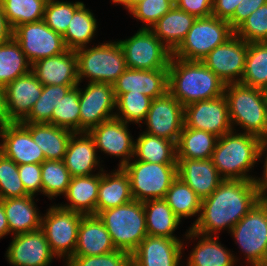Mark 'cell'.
<instances>
[{
  "label": "cell",
  "mask_w": 267,
  "mask_h": 266,
  "mask_svg": "<svg viewBox=\"0 0 267 266\" xmlns=\"http://www.w3.org/2000/svg\"><path fill=\"white\" fill-rule=\"evenodd\" d=\"M131 200H133V196L130 180L123 168H119L112 175L101 173L96 201V215L103 210L115 208Z\"/></svg>",
  "instance_id": "cell-30"
},
{
  "label": "cell",
  "mask_w": 267,
  "mask_h": 266,
  "mask_svg": "<svg viewBox=\"0 0 267 266\" xmlns=\"http://www.w3.org/2000/svg\"><path fill=\"white\" fill-rule=\"evenodd\" d=\"M79 134H72L63 159L71 177L92 175V169L99 162L95 153L96 145L93 137L87 132H81L79 139L76 137Z\"/></svg>",
  "instance_id": "cell-26"
},
{
  "label": "cell",
  "mask_w": 267,
  "mask_h": 266,
  "mask_svg": "<svg viewBox=\"0 0 267 266\" xmlns=\"http://www.w3.org/2000/svg\"><path fill=\"white\" fill-rule=\"evenodd\" d=\"M89 134L93 137L96 148L109 155L123 157L119 168H123L130 157H134L135 142L129 134L127 123L113 118L93 128Z\"/></svg>",
  "instance_id": "cell-21"
},
{
  "label": "cell",
  "mask_w": 267,
  "mask_h": 266,
  "mask_svg": "<svg viewBox=\"0 0 267 266\" xmlns=\"http://www.w3.org/2000/svg\"><path fill=\"white\" fill-rule=\"evenodd\" d=\"M71 178L63 160H45L41 164L42 192L51 199L66 193Z\"/></svg>",
  "instance_id": "cell-42"
},
{
  "label": "cell",
  "mask_w": 267,
  "mask_h": 266,
  "mask_svg": "<svg viewBox=\"0 0 267 266\" xmlns=\"http://www.w3.org/2000/svg\"><path fill=\"white\" fill-rule=\"evenodd\" d=\"M54 108L52 113L53 125L71 130L74 133H80L78 85L73 87Z\"/></svg>",
  "instance_id": "cell-43"
},
{
  "label": "cell",
  "mask_w": 267,
  "mask_h": 266,
  "mask_svg": "<svg viewBox=\"0 0 267 266\" xmlns=\"http://www.w3.org/2000/svg\"><path fill=\"white\" fill-rule=\"evenodd\" d=\"M139 161L158 164H177L176 143L144 132L134 146Z\"/></svg>",
  "instance_id": "cell-34"
},
{
  "label": "cell",
  "mask_w": 267,
  "mask_h": 266,
  "mask_svg": "<svg viewBox=\"0 0 267 266\" xmlns=\"http://www.w3.org/2000/svg\"><path fill=\"white\" fill-rule=\"evenodd\" d=\"M83 4V2H60L48 0L45 7V23L55 32L63 35L73 17L74 12Z\"/></svg>",
  "instance_id": "cell-46"
},
{
  "label": "cell",
  "mask_w": 267,
  "mask_h": 266,
  "mask_svg": "<svg viewBox=\"0 0 267 266\" xmlns=\"http://www.w3.org/2000/svg\"><path fill=\"white\" fill-rule=\"evenodd\" d=\"M109 232L116 249L133 253L147 236L143 202L128 203L97 214Z\"/></svg>",
  "instance_id": "cell-5"
},
{
  "label": "cell",
  "mask_w": 267,
  "mask_h": 266,
  "mask_svg": "<svg viewBox=\"0 0 267 266\" xmlns=\"http://www.w3.org/2000/svg\"><path fill=\"white\" fill-rule=\"evenodd\" d=\"M225 83L201 61L171 56L168 67V92L184 107L224 95Z\"/></svg>",
  "instance_id": "cell-2"
},
{
  "label": "cell",
  "mask_w": 267,
  "mask_h": 266,
  "mask_svg": "<svg viewBox=\"0 0 267 266\" xmlns=\"http://www.w3.org/2000/svg\"><path fill=\"white\" fill-rule=\"evenodd\" d=\"M80 133H89L102 122L115 118L110 114L116 107L114 87L110 83H89L85 91L79 88Z\"/></svg>",
  "instance_id": "cell-13"
},
{
  "label": "cell",
  "mask_w": 267,
  "mask_h": 266,
  "mask_svg": "<svg viewBox=\"0 0 267 266\" xmlns=\"http://www.w3.org/2000/svg\"><path fill=\"white\" fill-rule=\"evenodd\" d=\"M0 136L3 139L0 152L17 165L42 164L45 161L41 148L21 122H6L0 126Z\"/></svg>",
  "instance_id": "cell-18"
},
{
  "label": "cell",
  "mask_w": 267,
  "mask_h": 266,
  "mask_svg": "<svg viewBox=\"0 0 267 266\" xmlns=\"http://www.w3.org/2000/svg\"><path fill=\"white\" fill-rule=\"evenodd\" d=\"M235 34L247 43L267 42V3L251 13Z\"/></svg>",
  "instance_id": "cell-47"
},
{
  "label": "cell",
  "mask_w": 267,
  "mask_h": 266,
  "mask_svg": "<svg viewBox=\"0 0 267 266\" xmlns=\"http://www.w3.org/2000/svg\"><path fill=\"white\" fill-rule=\"evenodd\" d=\"M43 85L30 71L4 87L6 122H22L30 113Z\"/></svg>",
  "instance_id": "cell-17"
},
{
  "label": "cell",
  "mask_w": 267,
  "mask_h": 266,
  "mask_svg": "<svg viewBox=\"0 0 267 266\" xmlns=\"http://www.w3.org/2000/svg\"><path fill=\"white\" fill-rule=\"evenodd\" d=\"M67 266H132V254L114 250L104 255L73 256Z\"/></svg>",
  "instance_id": "cell-48"
},
{
  "label": "cell",
  "mask_w": 267,
  "mask_h": 266,
  "mask_svg": "<svg viewBox=\"0 0 267 266\" xmlns=\"http://www.w3.org/2000/svg\"><path fill=\"white\" fill-rule=\"evenodd\" d=\"M195 20V16L173 6L152 26L151 30L173 53L185 39Z\"/></svg>",
  "instance_id": "cell-28"
},
{
  "label": "cell",
  "mask_w": 267,
  "mask_h": 266,
  "mask_svg": "<svg viewBox=\"0 0 267 266\" xmlns=\"http://www.w3.org/2000/svg\"><path fill=\"white\" fill-rule=\"evenodd\" d=\"M203 238L190 254L187 266H233L234 257L211 236Z\"/></svg>",
  "instance_id": "cell-38"
},
{
  "label": "cell",
  "mask_w": 267,
  "mask_h": 266,
  "mask_svg": "<svg viewBox=\"0 0 267 266\" xmlns=\"http://www.w3.org/2000/svg\"><path fill=\"white\" fill-rule=\"evenodd\" d=\"M240 83L266 91L267 42L248 43L245 70Z\"/></svg>",
  "instance_id": "cell-36"
},
{
  "label": "cell",
  "mask_w": 267,
  "mask_h": 266,
  "mask_svg": "<svg viewBox=\"0 0 267 266\" xmlns=\"http://www.w3.org/2000/svg\"><path fill=\"white\" fill-rule=\"evenodd\" d=\"M33 196L1 199L9 224V231L13 234H24L41 229V219L34 206Z\"/></svg>",
  "instance_id": "cell-29"
},
{
  "label": "cell",
  "mask_w": 267,
  "mask_h": 266,
  "mask_svg": "<svg viewBox=\"0 0 267 266\" xmlns=\"http://www.w3.org/2000/svg\"><path fill=\"white\" fill-rule=\"evenodd\" d=\"M182 249L179 239L147 235L132 253V266H178Z\"/></svg>",
  "instance_id": "cell-22"
},
{
  "label": "cell",
  "mask_w": 267,
  "mask_h": 266,
  "mask_svg": "<svg viewBox=\"0 0 267 266\" xmlns=\"http://www.w3.org/2000/svg\"><path fill=\"white\" fill-rule=\"evenodd\" d=\"M235 34L228 21L213 15L196 18L185 39L172 53L174 58L201 61L215 47Z\"/></svg>",
  "instance_id": "cell-7"
},
{
  "label": "cell",
  "mask_w": 267,
  "mask_h": 266,
  "mask_svg": "<svg viewBox=\"0 0 267 266\" xmlns=\"http://www.w3.org/2000/svg\"><path fill=\"white\" fill-rule=\"evenodd\" d=\"M13 38L31 65L40 59L57 56L68 50L63 36L52 30L43 19L17 26L13 30Z\"/></svg>",
  "instance_id": "cell-12"
},
{
  "label": "cell",
  "mask_w": 267,
  "mask_h": 266,
  "mask_svg": "<svg viewBox=\"0 0 267 266\" xmlns=\"http://www.w3.org/2000/svg\"><path fill=\"white\" fill-rule=\"evenodd\" d=\"M18 172L28 195L34 196L39 191L42 193L41 164L18 165Z\"/></svg>",
  "instance_id": "cell-50"
},
{
  "label": "cell",
  "mask_w": 267,
  "mask_h": 266,
  "mask_svg": "<svg viewBox=\"0 0 267 266\" xmlns=\"http://www.w3.org/2000/svg\"><path fill=\"white\" fill-rule=\"evenodd\" d=\"M82 217L81 213L52 206L41 219V230L55 256L62 257L67 254L68 260L73 257Z\"/></svg>",
  "instance_id": "cell-11"
},
{
  "label": "cell",
  "mask_w": 267,
  "mask_h": 266,
  "mask_svg": "<svg viewBox=\"0 0 267 266\" xmlns=\"http://www.w3.org/2000/svg\"><path fill=\"white\" fill-rule=\"evenodd\" d=\"M6 254L13 266H48L54 257L41 229L15 235Z\"/></svg>",
  "instance_id": "cell-19"
},
{
  "label": "cell",
  "mask_w": 267,
  "mask_h": 266,
  "mask_svg": "<svg viewBox=\"0 0 267 266\" xmlns=\"http://www.w3.org/2000/svg\"><path fill=\"white\" fill-rule=\"evenodd\" d=\"M127 68L140 70L168 69L172 52L150 28H141L134 36L119 41Z\"/></svg>",
  "instance_id": "cell-10"
},
{
  "label": "cell",
  "mask_w": 267,
  "mask_h": 266,
  "mask_svg": "<svg viewBox=\"0 0 267 266\" xmlns=\"http://www.w3.org/2000/svg\"><path fill=\"white\" fill-rule=\"evenodd\" d=\"M115 98L123 93H143L155 99L168 92V69L140 70L127 68L113 84Z\"/></svg>",
  "instance_id": "cell-20"
},
{
  "label": "cell",
  "mask_w": 267,
  "mask_h": 266,
  "mask_svg": "<svg viewBox=\"0 0 267 266\" xmlns=\"http://www.w3.org/2000/svg\"><path fill=\"white\" fill-rule=\"evenodd\" d=\"M8 233H10L9 224L6 218L3 202L2 200H0V238H2L4 235Z\"/></svg>",
  "instance_id": "cell-56"
},
{
  "label": "cell",
  "mask_w": 267,
  "mask_h": 266,
  "mask_svg": "<svg viewBox=\"0 0 267 266\" xmlns=\"http://www.w3.org/2000/svg\"><path fill=\"white\" fill-rule=\"evenodd\" d=\"M164 199L180 220L183 217H191L201 211V199L178 176L171 183Z\"/></svg>",
  "instance_id": "cell-39"
},
{
  "label": "cell",
  "mask_w": 267,
  "mask_h": 266,
  "mask_svg": "<svg viewBox=\"0 0 267 266\" xmlns=\"http://www.w3.org/2000/svg\"><path fill=\"white\" fill-rule=\"evenodd\" d=\"M100 178L101 173L100 175L72 177L65 193L71 203L60 207L83 215H96Z\"/></svg>",
  "instance_id": "cell-31"
},
{
  "label": "cell",
  "mask_w": 267,
  "mask_h": 266,
  "mask_svg": "<svg viewBox=\"0 0 267 266\" xmlns=\"http://www.w3.org/2000/svg\"><path fill=\"white\" fill-rule=\"evenodd\" d=\"M41 148L45 160H63L74 132L50 123H22Z\"/></svg>",
  "instance_id": "cell-27"
},
{
  "label": "cell",
  "mask_w": 267,
  "mask_h": 266,
  "mask_svg": "<svg viewBox=\"0 0 267 266\" xmlns=\"http://www.w3.org/2000/svg\"><path fill=\"white\" fill-rule=\"evenodd\" d=\"M147 235L177 239L173 231L180 223L167 201L152 199L143 202Z\"/></svg>",
  "instance_id": "cell-32"
},
{
  "label": "cell",
  "mask_w": 267,
  "mask_h": 266,
  "mask_svg": "<svg viewBox=\"0 0 267 266\" xmlns=\"http://www.w3.org/2000/svg\"><path fill=\"white\" fill-rule=\"evenodd\" d=\"M145 120L146 133L177 143L184 126V106L167 92L152 100Z\"/></svg>",
  "instance_id": "cell-16"
},
{
  "label": "cell",
  "mask_w": 267,
  "mask_h": 266,
  "mask_svg": "<svg viewBox=\"0 0 267 266\" xmlns=\"http://www.w3.org/2000/svg\"><path fill=\"white\" fill-rule=\"evenodd\" d=\"M267 0H242L237 6L234 15L228 20L235 31L254 11L266 4Z\"/></svg>",
  "instance_id": "cell-51"
},
{
  "label": "cell",
  "mask_w": 267,
  "mask_h": 266,
  "mask_svg": "<svg viewBox=\"0 0 267 266\" xmlns=\"http://www.w3.org/2000/svg\"><path fill=\"white\" fill-rule=\"evenodd\" d=\"M169 3H171L173 6H177L179 0H167Z\"/></svg>",
  "instance_id": "cell-59"
},
{
  "label": "cell",
  "mask_w": 267,
  "mask_h": 266,
  "mask_svg": "<svg viewBox=\"0 0 267 266\" xmlns=\"http://www.w3.org/2000/svg\"><path fill=\"white\" fill-rule=\"evenodd\" d=\"M77 85H43V90L29 115L21 123H50L54 106Z\"/></svg>",
  "instance_id": "cell-41"
},
{
  "label": "cell",
  "mask_w": 267,
  "mask_h": 266,
  "mask_svg": "<svg viewBox=\"0 0 267 266\" xmlns=\"http://www.w3.org/2000/svg\"><path fill=\"white\" fill-rule=\"evenodd\" d=\"M117 250L111 236L97 215H83L78 228L73 256L104 255Z\"/></svg>",
  "instance_id": "cell-25"
},
{
  "label": "cell",
  "mask_w": 267,
  "mask_h": 266,
  "mask_svg": "<svg viewBox=\"0 0 267 266\" xmlns=\"http://www.w3.org/2000/svg\"><path fill=\"white\" fill-rule=\"evenodd\" d=\"M177 176L203 200L224 180L212 159L177 158Z\"/></svg>",
  "instance_id": "cell-23"
},
{
  "label": "cell",
  "mask_w": 267,
  "mask_h": 266,
  "mask_svg": "<svg viewBox=\"0 0 267 266\" xmlns=\"http://www.w3.org/2000/svg\"><path fill=\"white\" fill-rule=\"evenodd\" d=\"M6 123L4 87L0 85V126Z\"/></svg>",
  "instance_id": "cell-57"
},
{
  "label": "cell",
  "mask_w": 267,
  "mask_h": 266,
  "mask_svg": "<svg viewBox=\"0 0 267 266\" xmlns=\"http://www.w3.org/2000/svg\"><path fill=\"white\" fill-rule=\"evenodd\" d=\"M152 98L143 93H123L116 98V108L118 107L122 115H115V118L128 123H140L146 119Z\"/></svg>",
  "instance_id": "cell-44"
},
{
  "label": "cell",
  "mask_w": 267,
  "mask_h": 266,
  "mask_svg": "<svg viewBox=\"0 0 267 266\" xmlns=\"http://www.w3.org/2000/svg\"><path fill=\"white\" fill-rule=\"evenodd\" d=\"M231 124L234 121L262 140H267V94L264 90L241 83L225 85Z\"/></svg>",
  "instance_id": "cell-4"
},
{
  "label": "cell",
  "mask_w": 267,
  "mask_h": 266,
  "mask_svg": "<svg viewBox=\"0 0 267 266\" xmlns=\"http://www.w3.org/2000/svg\"><path fill=\"white\" fill-rule=\"evenodd\" d=\"M242 0H213L212 15L228 21Z\"/></svg>",
  "instance_id": "cell-53"
},
{
  "label": "cell",
  "mask_w": 267,
  "mask_h": 266,
  "mask_svg": "<svg viewBox=\"0 0 267 266\" xmlns=\"http://www.w3.org/2000/svg\"><path fill=\"white\" fill-rule=\"evenodd\" d=\"M48 0H0L3 13L14 30L17 26L44 18Z\"/></svg>",
  "instance_id": "cell-40"
},
{
  "label": "cell",
  "mask_w": 267,
  "mask_h": 266,
  "mask_svg": "<svg viewBox=\"0 0 267 266\" xmlns=\"http://www.w3.org/2000/svg\"><path fill=\"white\" fill-rule=\"evenodd\" d=\"M248 43L234 34L215 47L201 62L225 84L240 83L245 70ZM236 76L237 80L235 79Z\"/></svg>",
  "instance_id": "cell-15"
},
{
  "label": "cell",
  "mask_w": 267,
  "mask_h": 266,
  "mask_svg": "<svg viewBox=\"0 0 267 266\" xmlns=\"http://www.w3.org/2000/svg\"><path fill=\"white\" fill-rule=\"evenodd\" d=\"M79 82L89 77L90 83L104 82L114 84L127 69L125 55L120 43L110 42L96 47L75 50Z\"/></svg>",
  "instance_id": "cell-6"
},
{
  "label": "cell",
  "mask_w": 267,
  "mask_h": 266,
  "mask_svg": "<svg viewBox=\"0 0 267 266\" xmlns=\"http://www.w3.org/2000/svg\"><path fill=\"white\" fill-rule=\"evenodd\" d=\"M31 71L42 85H79L75 50L43 58L31 65Z\"/></svg>",
  "instance_id": "cell-24"
},
{
  "label": "cell",
  "mask_w": 267,
  "mask_h": 266,
  "mask_svg": "<svg viewBox=\"0 0 267 266\" xmlns=\"http://www.w3.org/2000/svg\"><path fill=\"white\" fill-rule=\"evenodd\" d=\"M114 3L123 4L128 10L132 7V0H112Z\"/></svg>",
  "instance_id": "cell-58"
},
{
  "label": "cell",
  "mask_w": 267,
  "mask_h": 266,
  "mask_svg": "<svg viewBox=\"0 0 267 266\" xmlns=\"http://www.w3.org/2000/svg\"><path fill=\"white\" fill-rule=\"evenodd\" d=\"M29 61L12 37L0 44V85L5 87L16 78L26 75L31 70Z\"/></svg>",
  "instance_id": "cell-35"
},
{
  "label": "cell",
  "mask_w": 267,
  "mask_h": 266,
  "mask_svg": "<svg viewBox=\"0 0 267 266\" xmlns=\"http://www.w3.org/2000/svg\"><path fill=\"white\" fill-rule=\"evenodd\" d=\"M213 0H179L177 8L195 16L196 18L212 15Z\"/></svg>",
  "instance_id": "cell-52"
},
{
  "label": "cell",
  "mask_w": 267,
  "mask_h": 266,
  "mask_svg": "<svg viewBox=\"0 0 267 266\" xmlns=\"http://www.w3.org/2000/svg\"><path fill=\"white\" fill-rule=\"evenodd\" d=\"M233 134L234 132L230 131L218 138L212 153V162L224 180L256 181L252 176H247L246 171L248 172L260 158L263 140L245 132Z\"/></svg>",
  "instance_id": "cell-3"
},
{
  "label": "cell",
  "mask_w": 267,
  "mask_h": 266,
  "mask_svg": "<svg viewBox=\"0 0 267 266\" xmlns=\"http://www.w3.org/2000/svg\"><path fill=\"white\" fill-rule=\"evenodd\" d=\"M96 19L82 4L73 14L66 32L62 35L69 50L86 47L96 31Z\"/></svg>",
  "instance_id": "cell-37"
},
{
  "label": "cell",
  "mask_w": 267,
  "mask_h": 266,
  "mask_svg": "<svg viewBox=\"0 0 267 266\" xmlns=\"http://www.w3.org/2000/svg\"><path fill=\"white\" fill-rule=\"evenodd\" d=\"M266 147H267V140H263L262 144H261L260 155H262V153L264 154V152L267 150ZM264 167H265L264 168V174H263L264 177L262 178V180L261 179L256 180V183H257L259 190H260L261 197L263 199H265V196H266L265 193L267 191V157H266Z\"/></svg>",
  "instance_id": "cell-55"
},
{
  "label": "cell",
  "mask_w": 267,
  "mask_h": 266,
  "mask_svg": "<svg viewBox=\"0 0 267 266\" xmlns=\"http://www.w3.org/2000/svg\"><path fill=\"white\" fill-rule=\"evenodd\" d=\"M13 37V29L7 21L0 4V44Z\"/></svg>",
  "instance_id": "cell-54"
},
{
  "label": "cell",
  "mask_w": 267,
  "mask_h": 266,
  "mask_svg": "<svg viewBox=\"0 0 267 266\" xmlns=\"http://www.w3.org/2000/svg\"><path fill=\"white\" fill-rule=\"evenodd\" d=\"M261 198L256 181L223 180L210 196L201 200L200 216L186 236H211L224 227L231 230Z\"/></svg>",
  "instance_id": "cell-1"
},
{
  "label": "cell",
  "mask_w": 267,
  "mask_h": 266,
  "mask_svg": "<svg viewBox=\"0 0 267 266\" xmlns=\"http://www.w3.org/2000/svg\"><path fill=\"white\" fill-rule=\"evenodd\" d=\"M26 195L28 194L19 177L18 165L0 152V200Z\"/></svg>",
  "instance_id": "cell-45"
},
{
  "label": "cell",
  "mask_w": 267,
  "mask_h": 266,
  "mask_svg": "<svg viewBox=\"0 0 267 266\" xmlns=\"http://www.w3.org/2000/svg\"><path fill=\"white\" fill-rule=\"evenodd\" d=\"M173 5L167 0H140L136 2L130 9L134 17L142 22L150 25V28L153 26L160 18H162Z\"/></svg>",
  "instance_id": "cell-49"
},
{
  "label": "cell",
  "mask_w": 267,
  "mask_h": 266,
  "mask_svg": "<svg viewBox=\"0 0 267 266\" xmlns=\"http://www.w3.org/2000/svg\"><path fill=\"white\" fill-rule=\"evenodd\" d=\"M253 266H267V200L261 198L230 230Z\"/></svg>",
  "instance_id": "cell-9"
},
{
  "label": "cell",
  "mask_w": 267,
  "mask_h": 266,
  "mask_svg": "<svg viewBox=\"0 0 267 266\" xmlns=\"http://www.w3.org/2000/svg\"><path fill=\"white\" fill-rule=\"evenodd\" d=\"M134 200L163 199L177 177V164H158L135 160L124 167Z\"/></svg>",
  "instance_id": "cell-8"
},
{
  "label": "cell",
  "mask_w": 267,
  "mask_h": 266,
  "mask_svg": "<svg viewBox=\"0 0 267 266\" xmlns=\"http://www.w3.org/2000/svg\"><path fill=\"white\" fill-rule=\"evenodd\" d=\"M217 140V136L207 131L184 125L176 143V156L187 159H210Z\"/></svg>",
  "instance_id": "cell-33"
},
{
  "label": "cell",
  "mask_w": 267,
  "mask_h": 266,
  "mask_svg": "<svg viewBox=\"0 0 267 266\" xmlns=\"http://www.w3.org/2000/svg\"><path fill=\"white\" fill-rule=\"evenodd\" d=\"M138 1H140V0H132V6Z\"/></svg>",
  "instance_id": "cell-60"
},
{
  "label": "cell",
  "mask_w": 267,
  "mask_h": 266,
  "mask_svg": "<svg viewBox=\"0 0 267 266\" xmlns=\"http://www.w3.org/2000/svg\"><path fill=\"white\" fill-rule=\"evenodd\" d=\"M184 125L188 128L207 131L218 138L232 131L225 95L185 106Z\"/></svg>",
  "instance_id": "cell-14"
}]
</instances>
